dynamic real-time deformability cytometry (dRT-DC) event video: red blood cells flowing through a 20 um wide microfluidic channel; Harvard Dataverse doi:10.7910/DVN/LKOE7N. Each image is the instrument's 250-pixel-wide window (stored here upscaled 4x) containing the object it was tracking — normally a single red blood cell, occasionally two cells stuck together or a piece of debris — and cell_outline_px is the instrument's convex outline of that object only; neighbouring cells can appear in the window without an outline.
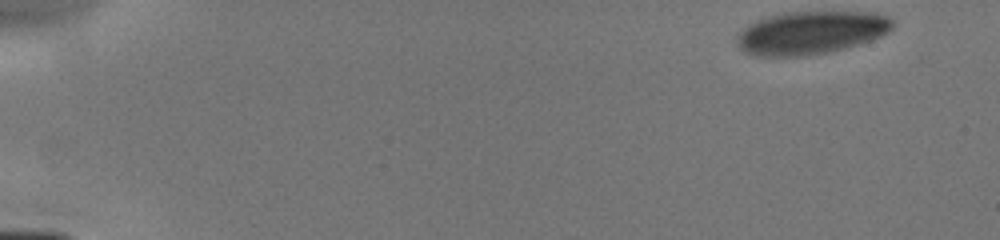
{"species": "human", "species_latin": "Homo sapiens", "temperature_condition": "cold", "stored_images_in_passage": 30, "camera_frame_rate_fps": 3000, "um_per_image_px": 0.085, "donor": {"sex": "male"}, "frame": {"image": 1, "passage_image": 1, "time_ms": 0.0, "image_size_px": [1000, 240], "cell_outline_px": [[892, 28], [888, 32], [880, 36], [844, 48], [828, 52], [804, 56], [756, 56], [744, 52], [736, 44], [736, 32], [748, 24], [784, 12], [876, 12], [888, 16], [892, 20]], "centroid_in_image_um": [68.88, 2.78], "position_along_channel_um": 16.1, "area_um2": 38.96}}
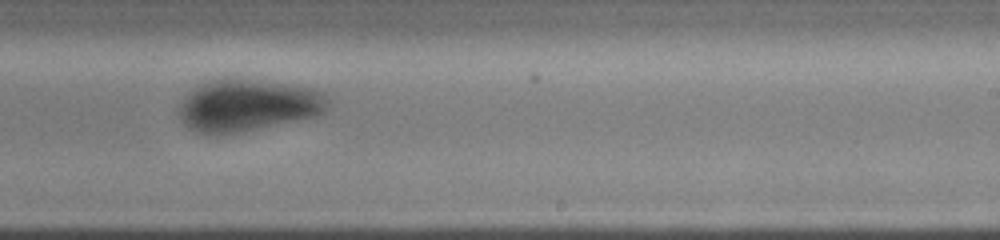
{"frame": {"image": 2, "passage_image": 19, "time_ms": 9.333, "image_size_px": [1000, 240], "cell_outline_px": [[332, 108], [316, 116], [236, 132], [196, 132], [184, 124], [180, 116], [180, 104], [184, 96], [196, 84], [208, 80], [228, 76], [296, 84], [316, 88], [324, 92], [332, 100]], "centroid_in_image_um": [21.14, 8.87], "position_along_channel_um": 267.9, "area_um2": 45.78}}
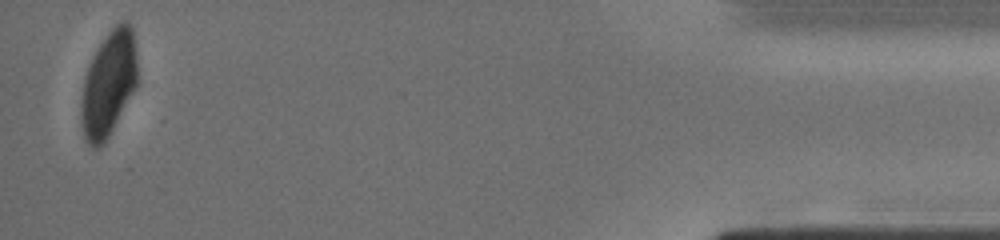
{"frame": {"image": 3, "passage_image": 30, "time_ms": 14.667, "image_size_px": [1000, 240], "cell_outline_px": [[136, 88], [104, 144], [100, 148], [92, 148], [84, 140], [80, 120], [80, 104], [84, 76], [88, 64], [92, 56], [104, 36], [116, 24], [124, 20], [128, 20], [132, 28], [136, 56]], "centroid_in_image_um": [9.19, 7.15], "position_along_channel_um": 426.0, "area_um2": 34.97}}